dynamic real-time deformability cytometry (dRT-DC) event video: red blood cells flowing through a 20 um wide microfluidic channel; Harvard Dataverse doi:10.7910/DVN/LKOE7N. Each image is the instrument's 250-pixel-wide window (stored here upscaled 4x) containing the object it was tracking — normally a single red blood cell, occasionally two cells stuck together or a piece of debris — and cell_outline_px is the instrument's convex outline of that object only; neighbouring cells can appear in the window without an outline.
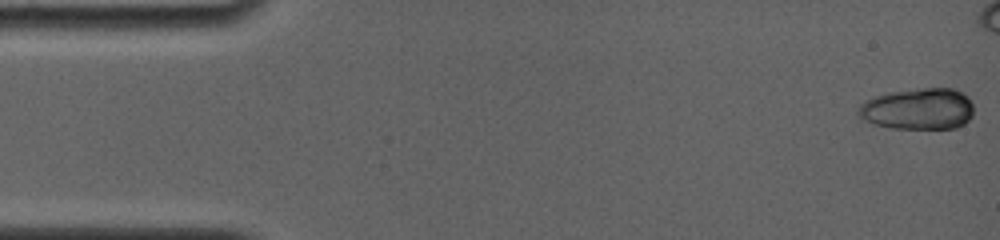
{"species": "common noctule bat (a hibernating species)", "species_latin": "Nyctalus noctula", "temperature_condition": "room temperature", "stored_images_in_passage": 5, "camera_frame_rate_fps": 4000, "um_per_image_px": 0.085, "animal": {"sex": "female", "body_mass_g": 19.0, "forearm_length_mm": 56.7}, "frame": {"image": 1, "passage_image": 1, "time_ms": 0.0, "image_size_px": [1000, 240], "cell_outline_px": [[972, 116], [964, 124], [956, 128], [892, 128], [876, 124], [864, 120], [856, 112], [860, 104], [876, 96], [888, 92], [916, 88], [952, 88], [964, 92], [968, 96], [972, 104]], "centroid_in_image_um": [78.06, 9.24], "position_along_channel_um": 6.9, "area_um2": 27.92}}